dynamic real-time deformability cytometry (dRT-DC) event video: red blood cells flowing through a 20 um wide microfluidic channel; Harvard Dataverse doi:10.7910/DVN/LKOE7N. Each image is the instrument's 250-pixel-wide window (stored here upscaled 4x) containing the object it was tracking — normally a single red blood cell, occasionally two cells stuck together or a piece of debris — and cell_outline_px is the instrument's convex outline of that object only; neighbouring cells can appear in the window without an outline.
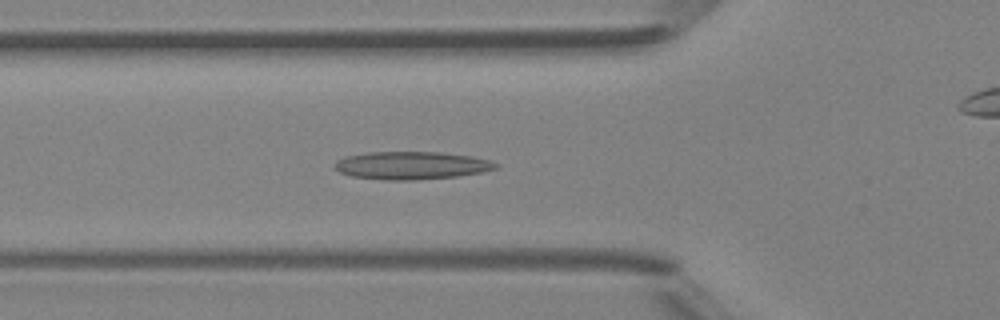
{"species": "Egyptian fruit bat (a non-hibernating species)", "species_latin": "Rousettus aegyptiacus", "temperature_condition": "room temperature", "stored_images_in_passage": 35, "camera_frame_rate_fps": 3000, "um_per_image_px": 0.085, "animal": {"sex": "female"}, "frame": {"image": 1, "passage_image": 5, "time_ms": 1.333, "image_size_px": [1000, 320], "cell_outline_px": [[500, 164], [496, 168], [480, 172], [456, 176], [416, 180], [384, 180], [352, 176], [340, 172], [336, 168], [336, 160], [344, 156], [368, 152], [440, 152], [472, 156], [488, 160]], "centroid_in_image_um": [34.96, 14.06], "position_along_channel_um": 90.8, "area_um2": 26.01}}
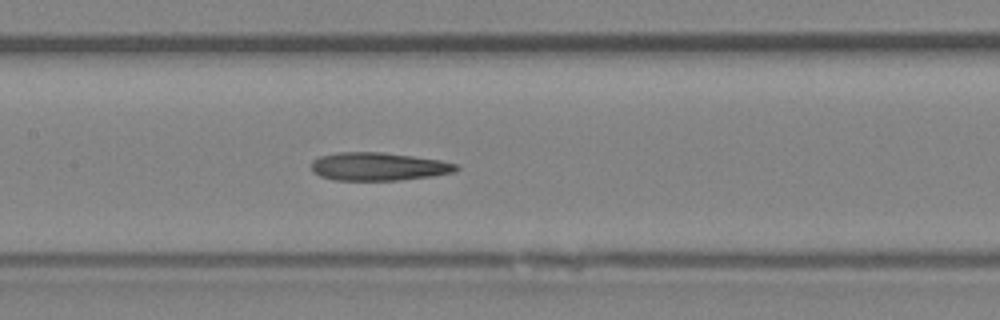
{"frame": {"image": 2, "passage_image": 11, "time_ms": 3.333, "image_size_px": [1000, 320], "cell_outline_px": [[460, 168], [456, 172], [432, 176], [400, 180], [332, 180], [320, 176], [312, 172], [312, 160], [320, 156], [336, 152], [380, 152], [412, 156], [440, 160], [460, 164]], "centroid_in_image_um": [32.18, 14.16], "position_along_channel_um": 175.2, "area_um2": 23.93}}
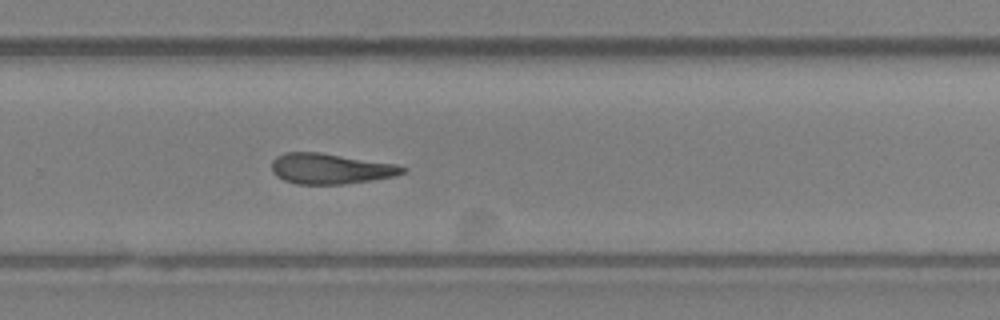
{"frame": {"image": 3, "passage_image": 20, "time_ms": 6.333, "image_size_px": [1000, 320], "cell_outline_px": [[408, 168], [404, 172], [396, 176], [372, 180], [344, 184], [296, 184], [284, 180], [276, 176], [272, 172], [272, 160], [276, 156], [284, 152], [320, 152], [396, 164]], "centroid_in_image_um": [28.08, 14.33], "position_along_channel_um": 301.7, "area_um2": 23.41}, "authors_computed_cell_mechanics": {"area_um2": 23.7558, "velocity_mm_per_s": 4.2163, "shape_relaxation_time_tau1_ms": null, "shape_relaxation_time_tau2_ms": 5.4704, "deformation_change_tau1": null, "deformation_change_tau2": 0.1721}}